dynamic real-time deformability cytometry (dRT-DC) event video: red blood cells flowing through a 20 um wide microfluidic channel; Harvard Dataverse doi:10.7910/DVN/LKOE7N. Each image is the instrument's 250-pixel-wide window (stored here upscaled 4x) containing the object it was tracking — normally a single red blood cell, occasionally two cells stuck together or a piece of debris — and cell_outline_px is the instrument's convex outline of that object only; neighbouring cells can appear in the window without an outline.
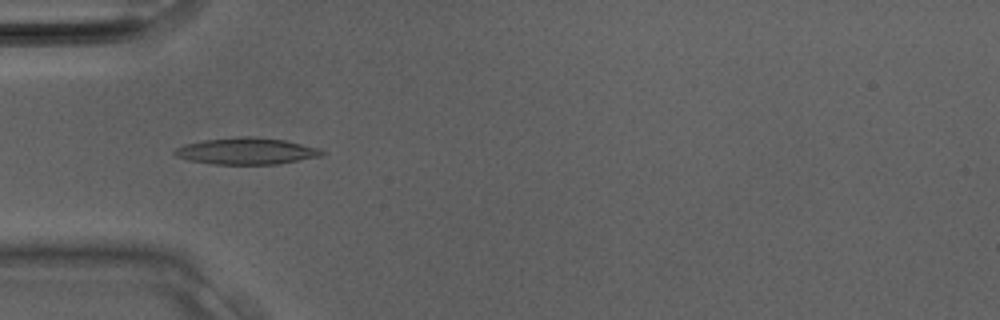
{"species": "Egyptian fruit bat (a non-hibernating species)", "species_latin": "Rousettus aegyptiacus", "temperature_condition": "room temperature", "stored_images_in_passage": 14, "camera_frame_rate_fps": 3000, "um_per_image_px": 0.085, "animal": {"sex": "male"}, "frame": {"image": 1, "passage_image": 3, "time_ms": 0.667, "image_size_px": [1000, 320], "cell_outline_px": [[324, 156], [276, 164], [212, 164], [188, 160], [176, 156], [172, 152], [176, 148], [184, 144], [204, 140], [240, 136], [256, 136], [284, 140], [320, 148], [324, 152]], "centroid_in_image_um": [20.95, 12.84], "position_along_channel_um": 64.0, "area_um2": 22.95}}
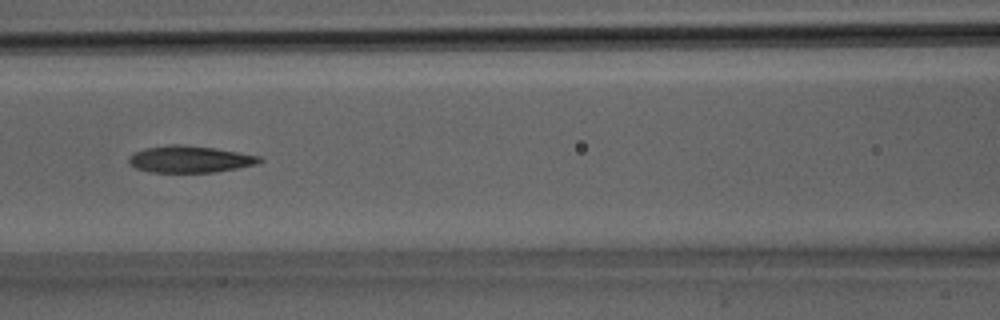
{"frame": {"image": 2, "passage_image": 7, "time_ms": 2.0, "image_size_px": [1000, 320], "cell_outline_px": [[264, 160], [256, 164], [236, 168], [212, 172], [148, 172], [136, 168], [128, 164], [128, 156], [132, 152], [144, 148], [168, 144], [180, 144], [216, 148], [260, 156]], "centroid_in_image_um": [16.07, 13.52], "position_along_channel_um": 150.5, "area_um2": 20.58}}